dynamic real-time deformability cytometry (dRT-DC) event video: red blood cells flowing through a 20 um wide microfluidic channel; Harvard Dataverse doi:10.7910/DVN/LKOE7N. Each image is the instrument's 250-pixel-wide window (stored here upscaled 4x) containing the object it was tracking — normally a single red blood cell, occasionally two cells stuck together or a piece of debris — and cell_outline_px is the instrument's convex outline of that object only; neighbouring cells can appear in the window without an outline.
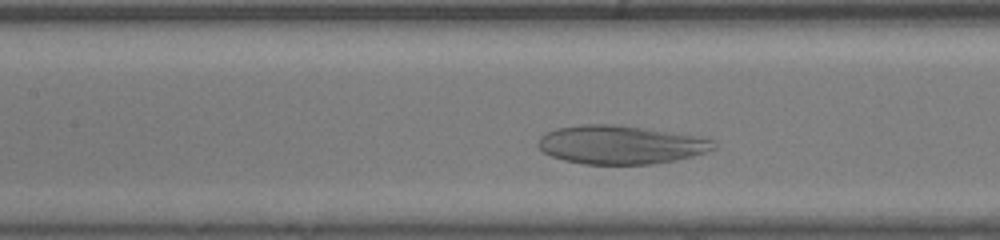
{"species": "human", "species_latin": "Homo sapiens", "temperature_condition": "room temperature", "stored_images_in_passage": 29, "camera_frame_rate_fps": 3000, "um_per_image_px": 0.085, "donor": {"sex": "male"}, "frame": {"image": 1, "passage_image": 10, "time_ms": 3.0, "image_size_px": [1000, 240], "cell_outline_px": [[716, 148], [692, 156], [676, 160], [656, 164], [584, 164], [564, 160], [552, 156], [544, 152], [536, 144], [540, 136], [556, 128], [584, 124], [612, 124], [644, 128], [696, 136], [716, 140]], "centroid_in_image_um": [52.75, 12.3], "position_along_channel_um": 154.7, "area_um2": 39.36}}
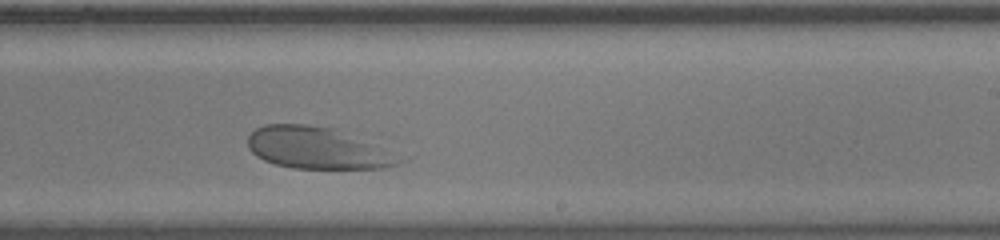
{"frame": {"image": 2, "passage_image": 18, "time_ms": 5.667, "image_size_px": [1000, 240], "cell_outline_px": [[412, 156], [408, 160], [400, 164], [384, 168], [292, 168], [276, 164], [264, 160], [256, 156], [248, 148], [248, 136], [256, 128], [264, 124], [308, 124], [332, 128]], "centroid_in_image_um": [27.13, 12.59], "position_along_channel_um": 261.9, "area_um2": 37.69}}
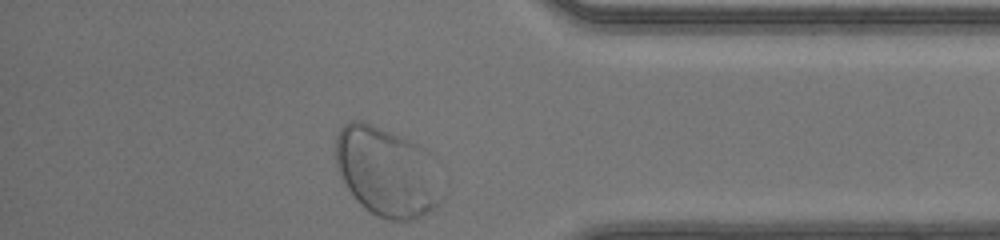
{"frame": {"image": 3, "passage_image": 29, "time_ms": 9.333, "image_size_px": [1000, 240], "cell_outline_px": [[444, 200], [440, 204], [428, 212], [412, 220], [388, 220], [376, 216], [364, 208], [356, 200], [340, 176], [336, 164], [336, 136], [340, 128], [344, 124], [352, 120], [364, 120], [400, 136], [432, 152], [440, 160], [444, 196]], "centroid_in_image_um": [32.98, 14.6], "position_along_channel_um": 402.2, "area_um2": 57.05}}